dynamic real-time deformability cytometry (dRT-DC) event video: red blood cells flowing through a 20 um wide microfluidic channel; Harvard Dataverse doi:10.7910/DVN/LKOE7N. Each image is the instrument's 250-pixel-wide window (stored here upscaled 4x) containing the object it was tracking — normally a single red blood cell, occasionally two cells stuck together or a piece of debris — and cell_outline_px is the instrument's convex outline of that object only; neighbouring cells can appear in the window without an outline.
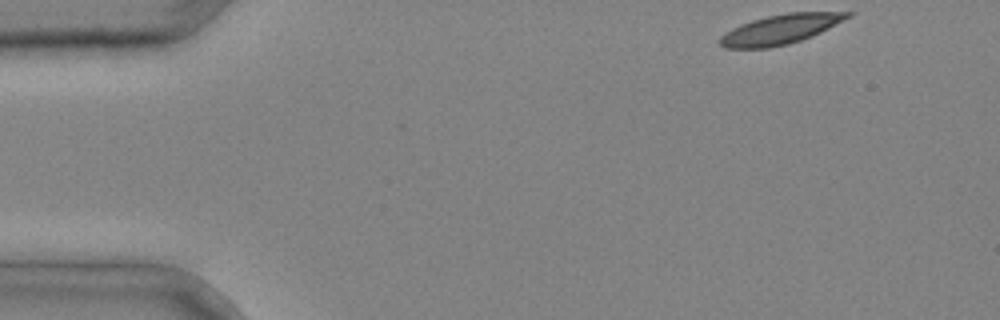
{"species": "common noctule bat (a hibernating species)", "species_latin": "Nyctalus noctula", "temperature_condition": "cold", "stored_images_in_passage": 3, "camera_frame_rate_fps": 3000, "um_per_image_px": 0.085, "animal": {"sex": "male", "body_mass_g": 20.4}, "frame": {"image": 1, "passage_image": 1, "time_ms": 0.0, "image_size_px": [1000, 320], "cell_outline_px": [[852, 16], [812, 36], [788, 44], [768, 48], [724, 48], [716, 40], [720, 36], [732, 28], [740, 24], [752, 20], [768, 16], [788, 12], [852, 12]], "centroid_in_image_um": [66.29, 2.49], "position_along_channel_um": 18.7, "area_um2": 21.96}}
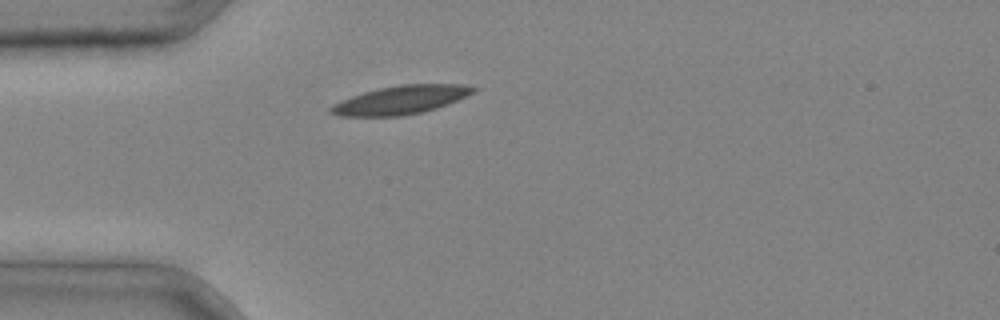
{"frame": {"image": 2, "passage_image": 3, "time_ms": 0.667, "image_size_px": [1000, 320], "cell_outline_px": [[476, 88], [472, 92], [456, 100], [436, 108], [424, 112], [400, 116], [340, 116], [328, 112], [328, 108], [332, 104], [352, 96], [364, 92], [380, 88], [400, 84], [464, 84]], "centroid_in_image_um": [34.0, 8.5], "position_along_channel_um": 51.0, "area_um2": 23.41}}